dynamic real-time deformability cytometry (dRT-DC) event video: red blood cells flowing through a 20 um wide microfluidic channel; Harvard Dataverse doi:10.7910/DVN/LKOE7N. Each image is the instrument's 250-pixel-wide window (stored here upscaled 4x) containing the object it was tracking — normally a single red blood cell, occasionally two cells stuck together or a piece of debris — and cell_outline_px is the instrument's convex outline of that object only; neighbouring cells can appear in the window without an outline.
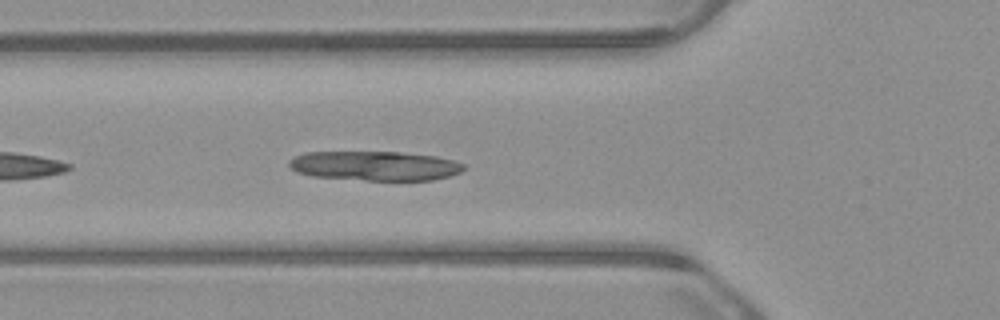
{"species": "common noctule bat (a hibernating species)", "species_latin": "Nyctalus noctula", "temperature_condition": "warm", "stored_images_in_passage": 16, "segment_of_instrument_passage": [1, 2], "camera_frame_rate_fps": 3000, "um_per_image_px": 0.085, "animal": {"sex": "male", "body_mass_g": 23.1, "forearm_length_mm": 52.7}, "frame": {"image": 1, "passage_image": 6, "time_ms": 1.667, "image_size_px": [1000, 320], "cell_outline_px": [[464, 168], [460, 172], [448, 176], [432, 180], [368, 180], [312, 176], [296, 172], [288, 164], [288, 160], [304, 152], [400, 152], [436, 156], [452, 160], [464, 164]], "centroid_in_image_um": [31.84, 14.09], "position_along_channel_um": 94.0, "area_um2": 29.82}}